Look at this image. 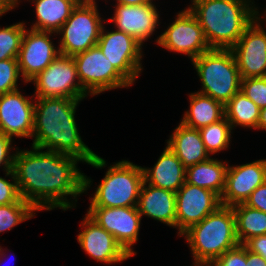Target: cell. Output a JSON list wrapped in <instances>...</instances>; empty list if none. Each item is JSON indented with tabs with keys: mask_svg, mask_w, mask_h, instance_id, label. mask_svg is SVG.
Instances as JSON below:
<instances>
[{
	"mask_svg": "<svg viewBox=\"0 0 266 266\" xmlns=\"http://www.w3.org/2000/svg\"><path fill=\"white\" fill-rule=\"evenodd\" d=\"M80 1H97V0H80Z\"/></svg>",
	"mask_w": 266,
	"mask_h": 266,
	"instance_id": "obj_47",
	"label": "cell"
},
{
	"mask_svg": "<svg viewBox=\"0 0 266 266\" xmlns=\"http://www.w3.org/2000/svg\"><path fill=\"white\" fill-rule=\"evenodd\" d=\"M21 74L17 58L0 61V95L19 89Z\"/></svg>",
	"mask_w": 266,
	"mask_h": 266,
	"instance_id": "obj_31",
	"label": "cell"
},
{
	"mask_svg": "<svg viewBox=\"0 0 266 266\" xmlns=\"http://www.w3.org/2000/svg\"><path fill=\"white\" fill-rule=\"evenodd\" d=\"M187 8L200 23L210 48L231 49L259 17L254 0H191Z\"/></svg>",
	"mask_w": 266,
	"mask_h": 266,
	"instance_id": "obj_3",
	"label": "cell"
},
{
	"mask_svg": "<svg viewBox=\"0 0 266 266\" xmlns=\"http://www.w3.org/2000/svg\"><path fill=\"white\" fill-rule=\"evenodd\" d=\"M191 266H209V265L194 264V265H191Z\"/></svg>",
	"mask_w": 266,
	"mask_h": 266,
	"instance_id": "obj_45",
	"label": "cell"
},
{
	"mask_svg": "<svg viewBox=\"0 0 266 266\" xmlns=\"http://www.w3.org/2000/svg\"><path fill=\"white\" fill-rule=\"evenodd\" d=\"M209 266H247L246 246L239 244L229 249L218 259L211 262Z\"/></svg>",
	"mask_w": 266,
	"mask_h": 266,
	"instance_id": "obj_34",
	"label": "cell"
},
{
	"mask_svg": "<svg viewBox=\"0 0 266 266\" xmlns=\"http://www.w3.org/2000/svg\"><path fill=\"white\" fill-rule=\"evenodd\" d=\"M19 90L0 95V131L13 140L31 138L34 126L35 97Z\"/></svg>",
	"mask_w": 266,
	"mask_h": 266,
	"instance_id": "obj_16",
	"label": "cell"
},
{
	"mask_svg": "<svg viewBox=\"0 0 266 266\" xmlns=\"http://www.w3.org/2000/svg\"><path fill=\"white\" fill-rule=\"evenodd\" d=\"M98 10L96 1L78 2L55 34L61 36L60 54L73 57L96 46L103 24H106Z\"/></svg>",
	"mask_w": 266,
	"mask_h": 266,
	"instance_id": "obj_7",
	"label": "cell"
},
{
	"mask_svg": "<svg viewBox=\"0 0 266 266\" xmlns=\"http://www.w3.org/2000/svg\"><path fill=\"white\" fill-rule=\"evenodd\" d=\"M5 177L12 178V182L0 176V205L19 202L22 198L13 170L5 173Z\"/></svg>",
	"mask_w": 266,
	"mask_h": 266,
	"instance_id": "obj_33",
	"label": "cell"
},
{
	"mask_svg": "<svg viewBox=\"0 0 266 266\" xmlns=\"http://www.w3.org/2000/svg\"><path fill=\"white\" fill-rule=\"evenodd\" d=\"M14 8H16V4L12 0H0V17Z\"/></svg>",
	"mask_w": 266,
	"mask_h": 266,
	"instance_id": "obj_39",
	"label": "cell"
},
{
	"mask_svg": "<svg viewBox=\"0 0 266 266\" xmlns=\"http://www.w3.org/2000/svg\"><path fill=\"white\" fill-rule=\"evenodd\" d=\"M218 194L196 185L184 183L176 192V228L178 236L201 222L221 206Z\"/></svg>",
	"mask_w": 266,
	"mask_h": 266,
	"instance_id": "obj_15",
	"label": "cell"
},
{
	"mask_svg": "<svg viewBox=\"0 0 266 266\" xmlns=\"http://www.w3.org/2000/svg\"><path fill=\"white\" fill-rule=\"evenodd\" d=\"M137 207L141 217L148 216L176 229L175 192L151 186L143 181Z\"/></svg>",
	"mask_w": 266,
	"mask_h": 266,
	"instance_id": "obj_20",
	"label": "cell"
},
{
	"mask_svg": "<svg viewBox=\"0 0 266 266\" xmlns=\"http://www.w3.org/2000/svg\"><path fill=\"white\" fill-rule=\"evenodd\" d=\"M99 226L113 235L132 257L138 241L142 217L138 207H89L86 213Z\"/></svg>",
	"mask_w": 266,
	"mask_h": 266,
	"instance_id": "obj_12",
	"label": "cell"
},
{
	"mask_svg": "<svg viewBox=\"0 0 266 266\" xmlns=\"http://www.w3.org/2000/svg\"><path fill=\"white\" fill-rule=\"evenodd\" d=\"M144 181L142 166L128 160L110 165L97 188L89 207H135Z\"/></svg>",
	"mask_w": 266,
	"mask_h": 266,
	"instance_id": "obj_6",
	"label": "cell"
},
{
	"mask_svg": "<svg viewBox=\"0 0 266 266\" xmlns=\"http://www.w3.org/2000/svg\"><path fill=\"white\" fill-rule=\"evenodd\" d=\"M106 30L103 25L96 45L116 70L133 85L143 70V45L125 32Z\"/></svg>",
	"mask_w": 266,
	"mask_h": 266,
	"instance_id": "obj_10",
	"label": "cell"
},
{
	"mask_svg": "<svg viewBox=\"0 0 266 266\" xmlns=\"http://www.w3.org/2000/svg\"><path fill=\"white\" fill-rule=\"evenodd\" d=\"M116 4L123 5H144V4H152L153 0H116Z\"/></svg>",
	"mask_w": 266,
	"mask_h": 266,
	"instance_id": "obj_40",
	"label": "cell"
},
{
	"mask_svg": "<svg viewBox=\"0 0 266 266\" xmlns=\"http://www.w3.org/2000/svg\"><path fill=\"white\" fill-rule=\"evenodd\" d=\"M15 150L13 172L21 198L38 211L75 208L77 197L93 183L78 169L82 161L74 156L34 146Z\"/></svg>",
	"mask_w": 266,
	"mask_h": 266,
	"instance_id": "obj_1",
	"label": "cell"
},
{
	"mask_svg": "<svg viewBox=\"0 0 266 266\" xmlns=\"http://www.w3.org/2000/svg\"><path fill=\"white\" fill-rule=\"evenodd\" d=\"M206 151L214 155L229 149L232 137L231 124L224 117L222 120L199 129Z\"/></svg>",
	"mask_w": 266,
	"mask_h": 266,
	"instance_id": "obj_28",
	"label": "cell"
},
{
	"mask_svg": "<svg viewBox=\"0 0 266 266\" xmlns=\"http://www.w3.org/2000/svg\"><path fill=\"white\" fill-rule=\"evenodd\" d=\"M71 98H35L32 146L78 158L83 163L102 169L105 159L83 141L76 124L79 102Z\"/></svg>",
	"mask_w": 266,
	"mask_h": 266,
	"instance_id": "obj_2",
	"label": "cell"
},
{
	"mask_svg": "<svg viewBox=\"0 0 266 266\" xmlns=\"http://www.w3.org/2000/svg\"><path fill=\"white\" fill-rule=\"evenodd\" d=\"M4 250H5V249H3V248L0 246V266H1V263H2V261H3V257L7 255V254H5Z\"/></svg>",
	"mask_w": 266,
	"mask_h": 266,
	"instance_id": "obj_42",
	"label": "cell"
},
{
	"mask_svg": "<svg viewBox=\"0 0 266 266\" xmlns=\"http://www.w3.org/2000/svg\"><path fill=\"white\" fill-rule=\"evenodd\" d=\"M25 22L0 27V61L18 58L22 37L26 29Z\"/></svg>",
	"mask_w": 266,
	"mask_h": 266,
	"instance_id": "obj_30",
	"label": "cell"
},
{
	"mask_svg": "<svg viewBox=\"0 0 266 266\" xmlns=\"http://www.w3.org/2000/svg\"><path fill=\"white\" fill-rule=\"evenodd\" d=\"M142 168L144 181L151 186L176 193L185 183L186 168L168 145L152 168Z\"/></svg>",
	"mask_w": 266,
	"mask_h": 266,
	"instance_id": "obj_21",
	"label": "cell"
},
{
	"mask_svg": "<svg viewBox=\"0 0 266 266\" xmlns=\"http://www.w3.org/2000/svg\"><path fill=\"white\" fill-rule=\"evenodd\" d=\"M15 4H16V8H17V6H19L20 5V0H12ZM19 4V5H18Z\"/></svg>",
	"mask_w": 266,
	"mask_h": 266,
	"instance_id": "obj_43",
	"label": "cell"
},
{
	"mask_svg": "<svg viewBox=\"0 0 266 266\" xmlns=\"http://www.w3.org/2000/svg\"><path fill=\"white\" fill-rule=\"evenodd\" d=\"M35 98H71L83 100L90 96L79 82L75 60L59 54L50 65L32 78Z\"/></svg>",
	"mask_w": 266,
	"mask_h": 266,
	"instance_id": "obj_8",
	"label": "cell"
},
{
	"mask_svg": "<svg viewBox=\"0 0 266 266\" xmlns=\"http://www.w3.org/2000/svg\"><path fill=\"white\" fill-rule=\"evenodd\" d=\"M241 91L260 109L266 107V77L242 78Z\"/></svg>",
	"mask_w": 266,
	"mask_h": 266,
	"instance_id": "obj_32",
	"label": "cell"
},
{
	"mask_svg": "<svg viewBox=\"0 0 266 266\" xmlns=\"http://www.w3.org/2000/svg\"><path fill=\"white\" fill-rule=\"evenodd\" d=\"M183 236L190 246L192 264L209 265L229 249L239 245L233 208L221 205L201 222L190 226Z\"/></svg>",
	"mask_w": 266,
	"mask_h": 266,
	"instance_id": "obj_4",
	"label": "cell"
},
{
	"mask_svg": "<svg viewBox=\"0 0 266 266\" xmlns=\"http://www.w3.org/2000/svg\"><path fill=\"white\" fill-rule=\"evenodd\" d=\"M251 252L262 256L266 260V234L249 239L244 244Z\"/></svg>",
	"mask_w": 266,
	"mask_h": 266,
	"instance_id": "obj_37",
	"label": "cell"
},
{
	"mask_svg": "<svg viewBox=\"0 0 266 266\" xmlns=\"http://www.w3.org/2000/svg\"><path fill=\"white\" fill-rule=\"evenodd\" d=\"M246 260H247V266H266V260L250 250L246 247Z\"/></svg>",
	"mask_w": 266,
	"mask_h": 266,
	"instance_id": "obj_38",
	"label": "cell"
},
{
	"mask_svg": "<svg viewBox=\"0 0 266 266\" xmlns=\"http://www.w3.org/2000/svg\"><path fill=\"white\" fill-rule=\"evenodd\" d=\"M166 143L185 168L204 162L211 157L205 149L199 130L181 122Z\"/></svg>",
	"mask_w": 266,
	"mask_h": 266,
	"instance_id": "obj_22",
	"label": "cell"
},
{
	"mask_svg": "<svg viewBox=\"0 0 266 266\" xmlns=\"http://www.w3.org/2000/svg\"><path fill=\"white\" fill-rule=\"evenodd\" d=\"M189 110L181 123L197 130L216 123L225 117L224 105L210 96L194 92L189 94Z\"/></svg>",
	"mask_w": 266,
	"mask_h": 266,
	"instance_id": "obj_24",
	"label": "cell"
},
{
	"mask_svg": "<svg viewBox=\"0 0 266 266\" xmlns=\"http://www.w3.org/2000/svg\"><path fill=\"white\" fill-rule=\"evenodd\" d=\"M236 218V235L240 244L266 234V213L240 203L232 206Z\"/></svg>",
	"mask_w": 266,
	"mask_h": 266,
	"instance_id": "obj_27",
	"label": "cell"
},
{
	"mask_svg": "<svg viewBox=\"0 0 266 266\" xmlns=\"http://www.w3.org/2000/svg\"><path fill=\"white\" fill-rule=\"evenodd\" d=\"M228 163L209 158L186 168L185 182L198 187L211 190L220 197L225 187Z\"/></svg>",
	"mask_w": 266,
	"mask_h": 266,
	"instance_id": "obj_25",
	"label": "cell"
},
{
	"mask_svg": "<svg viewBox=\"0 0 266 266\" xmlns=\"http://www.w3.org/2000/svg\"><path fill=\"white\" fill-rule=\"evenodd\" d=\"M80 226L83 231L77 235V241L92 259L111 265L121 263L131 257L113 235L99 226L87 214Z\"/></svg>",
	"mask_w": 266,
	"mask_h": 266,
	"instance_id": "obj_18",
	"label": "cell"
},
{
	"mask_svg": "<svg viewBox=\"0 0 266 266\" xmlns=\"http://www.w3.org/2000/svg\"><path fill=\"white\" fill-rule=\"evenodd\" d=\"M266 182V159L241 165L228 164L225 187L220 197L223 206L245 203L250 194Z\"/></svg>",
	"mask_w": 266,
	"mask_h": 266,
	"instance_id": "obj_17",
	"label": "cell"
},
{
	"mask_svg": "<svg viewBox=\"0 0 266 266\" xmlns=\"http://www.w3.org/2000/svg\"><path fill=\"white\" fill-rule=\"evenodd\" d=\"M54 32L25 29L18 55L21 80L28 83L60 54L50 37Z\"/></svg>",
	"mask_w": 266,
	"mask_h": 266,
	"instance_id": "obj_14",
	"label": "cell"
},
{
	"mask_svg": "<svg viewBox=\"0 0 266 266\" xmlns=\"http://www.w3.org/2000/svg\"><path fill=\"white\" fill-rule=\"evenodd\" d=\"M34 4L36 21L31 29L56 33L80 0H27Z\"/></svg>",
	"mask_w": 266,
	"mask_h": 266,
	"instance_id": "obj_23",
	"label": "cell"
},
{
	"mask_svg": "<svg viewBox=\"0 0 266 266\" xmlns=\"http://www.w3.org/2000/svg\"><path fill=\"white\" fill-rule=\"evenodd\" d=\"M156 44L170 52L185 54L191 61L211 49L200 23L188 8L177 13L175 20L158 35Z\"/></svg>",
	"mask_w": 266,
	"mask_h": 266,
	"instance_id": "obj_11",
	"label": "cell"
},
{
	"mask_svg": "<svg viewBox=\"0 0 266 266\" xmlns=\"http://www.w3.org/2000/svg\"><path fill=\"white\" fill-rule=\"evenodd\" d=\"M82 88L96 96L105 91L132 86L96 45L73 56Z\"/></svg>",
	"mask_w": 266,
	"mask_h": 266,
	"instance_id": "obj_9",
	"label": "cell"
},
{
	"mask_svg": "<svg viewBox=\"0 0 266 266\" xmlns=\"http://www.w3.org/2000/svg\"><path fill=\"white\" fill-rule=\"evenodd\" d=\"M35 211L38 210L23 199L16 203L0 205V233L10 231L20 223L34 218Z\"/></svg>",
	"mask_w": 266,
	"mask_h": 266,
	"instance_id": "obj_29",
	"label": "cell"
},
{
	"mask_svg": "<svg viewBox=\"0 0 266 266\" xmlns=\"http://www.w3.org/2000/svg\"><path fill=\"white\" fill-rule=\"evenodd\" d=\"M265 11L262 13L260 12L261 14H259V17H263V14L265 15L266 14V9H264Z\"/></svg>",
	"mask_w": 266,
	"mask_h": 266,
	"instance_id": "obj_44",
	"label": "cell"
},
{
	"mask_svg": "<svg viewBox=\"0 0 266 266\" xmlns=\"http://www.w3.org/2000/svg\"><path fill=\"white\" fill-rule=\"evenodd\" d=\"M225 118L232 130L237 126L257 129L261 109L243 91H238L224 106Z\"/></svg>",
	"mask_w": 266,
	"mask_h": 266,
	"instance_id": "obj_26",
	"label": "cell"
},
{
	"mask_svg": "<svg viewBox=\"0 0 266 266\" xmlns=\"http://www.w3.org/2000/svg\"><path fill=\"white\" fill-rule=\"evenodd\" d=\"M202 90L224 106L241 90V75L231 49L211 48L193 59Z\"/></svg>",
	"mask_w": 266,
	"mask_h": 266,
	"instance_id": "obj_5",
	"label": "cell"
},
{
	"mask_svg": "<svg viewBox=\"0 0 266 266\" xmlns=\"http://www.w3.org/2000/svg\"><path fill=\"white\" fill-rule=\"evenodd\" d=\"M263 17H264V18H263V20L266 22V14H265V15H263Z\"/></svg>",
	"mask_w": 266,
	"mask_h": 266,
	"instance_id": "obj_46",
	"label": "cell"
},
{
	"mask_svg": "<svg viewBox=\"0 0 266 266\" xmlns=\"http://www.w3.org/2000/svg\"><path fill=\"white\" fill-rule=\"evenodd\" d=\"M114 8V15L108 20L113 23L116 30L127 33L142 45L159 27L160 15L155 3L116 4Z\"/></svg>",
	"mask_w": 266,
	"mask_h": 266,
	"instance_id": "obj_19",
	"label": "cell"
},
{
	"mask_svg": "<svg viewBox=\"0 0 266 266\" xmlns=\"http://www.w3.org/2000/svg\"><path fill=\"white\" fill-rule=\"evenodd\" d=\"M257 129L266 132V107L261 108Z\"/></svg>",
	"mask_w": 266,
	"mask_h": 266,
	"instance_id": "obj_41",
	"label": "cell"
},
{
	"mask_svg": "<svg viewBox=\"0 0 266 266\" xmlns=\"http://www.w3.org/2000/svg\"><path fill=\"white\" fill-rule=\"evenodd\" d=\"M12 142V138L4 135L0 131V167H3L2 170H4L5 173L13 170L15 153H13L14 146L12 147Z\"/></svg>",
	"mask_w": 266,
	"mask_h": 266,
	"instance_id": "obj_35",
	"label": "cell"
},
{
	"mask_svg": "<svg viewBox=\"0 0 266 266\" xmlns=\"http://www.w3.org/2000/svg\"><path fill=\"white\" fill-rule=\"evenodd\" d=\"M260 23L263 17H256L231 48L241 78L266 77V30Z\"/></svg>",
	"mask_w": 266,
	"mask_h": 266,
	"instance_id": "obj_13",
	"label": "cell"
},
{
	"mask_svg": "<svg viewBox=\"0 0 266 266\" xmlns=\"http://www.w3.org/2000/svg\"><path fill=\"white\" fill-rule=\"evenodd\" d=\"M244 204L266 213V182L258 186Z\"/></svg>",
	"mask_w": 266,
	"mask_h": 266,
	"instance_id": "obj_36",
	"label": "cell"
}]
</instances>
